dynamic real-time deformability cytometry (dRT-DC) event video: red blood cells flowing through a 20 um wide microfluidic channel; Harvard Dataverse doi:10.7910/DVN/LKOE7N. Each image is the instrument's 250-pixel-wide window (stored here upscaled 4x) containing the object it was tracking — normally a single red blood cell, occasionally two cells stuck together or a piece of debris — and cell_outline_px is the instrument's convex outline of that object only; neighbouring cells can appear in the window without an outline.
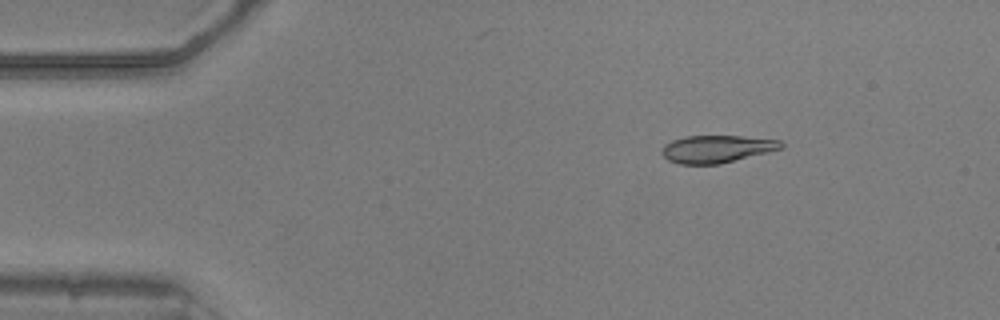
{"species": "common noctule bat (a hibernating species)", "species_latin": "Nyctalus noctula", "temperature_condition": "warm", "stored_images_in_passage": 47, "camera_frame_rate_fps": 3000, "um_per_image_px": 0.085, "animal": {"sex": "male", "body_mass_g": 20.5, "forearm_length_mm": 52.5}, "frame": {"image": 1, "passage_image": 2, "time_ms": 0.333, "image_size_px": [1000, 320], "cell_outline_px": [[784, 148], [720, 164], [680, 164], [668, 160], [660, 152], [664, 144], [672, 140], [684, 136], [740, 136], [780, 140], [784, 144]], "centroid_in_image_um": [60.91, 12.66], "position_along_channel_um": 24.1, "area_um2": 19.13}}
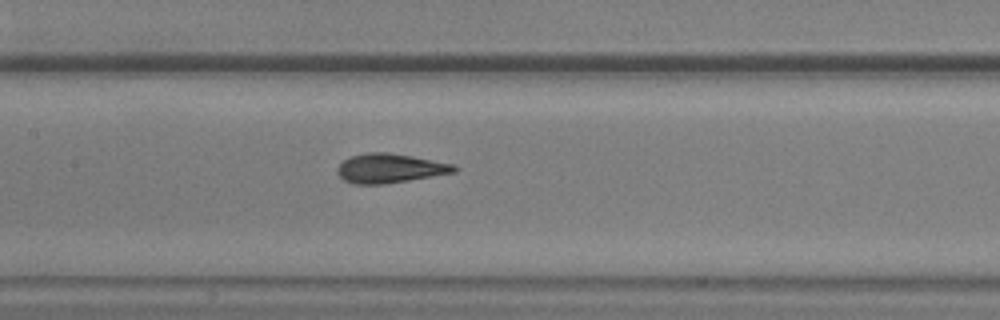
{"frame": {"image": 2, "passage_image": 19, "time_ms": 6.0, "image_size_px": [1000, 320], "cell_outline_px": [[460, 168], [456, 172], [384, 184], [352, 184], [344, 180], [336, 172], [336, 168], [344, 160], [352, 156], [368, 152], [388, 152], [412, 156], [456, 164]], "centroid_in_image_um": [33.16, 14.3], "position_along_channel_um": 174.2, "area_um2": 20.0}}
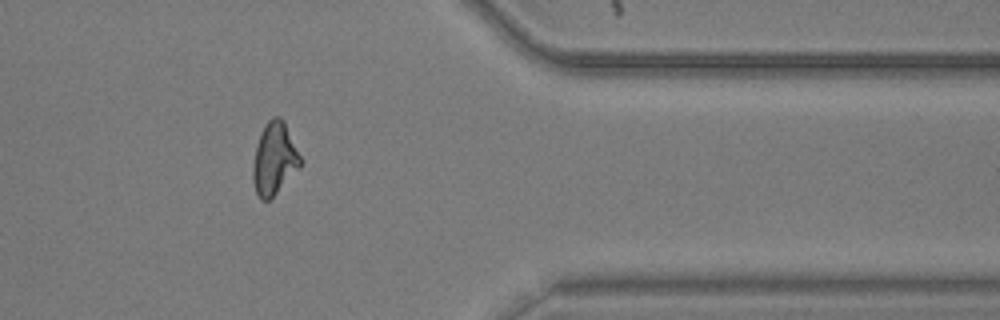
{"frame": {"image": 3, "passage_image": 37, "time_ms": 12.0, "image_size_px": [1000, 320], "cell_outline_px": [[300, 168], [268, 200], [260, 200], [256, 192], [252, 180], [252, 164], [260, 132], [264, 124], [272, 116], [280, 116], [284, 120], [300, 156]], "centroid_in_image_um": [23.29, 13.46], "position_along_channel_um": 388.1, "area_um2": 19.88}, "authors_computed_cell_mechanics": {"area_um2": 19.8254, "velocity_mm_per_s": 3.8581, "shape_relaxation_time_tau1_ms": 3.7356, "shape_relaxation_time_tau2_ms": 1.0972, "deformation_change_tau1": 0.1779, "deformation_change_tau2": 0.0795}}